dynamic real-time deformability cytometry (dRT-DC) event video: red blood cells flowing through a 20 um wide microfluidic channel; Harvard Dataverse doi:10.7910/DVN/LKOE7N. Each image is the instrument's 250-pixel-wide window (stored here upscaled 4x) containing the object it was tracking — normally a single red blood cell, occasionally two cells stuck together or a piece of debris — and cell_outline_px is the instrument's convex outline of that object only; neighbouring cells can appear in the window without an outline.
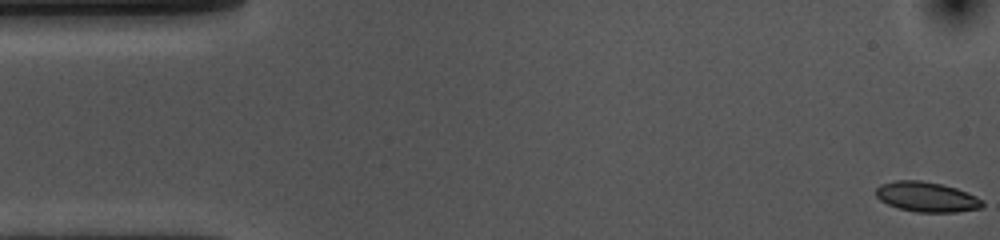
{"species": "common noctule bat (a hibernating species)", "species_latin": "Nyctalus noctula", "temperature_condition": "cold", "stored_images_in_passage": 54, "camera_frame_rate_fps": 3000, "um_per_image_px": 0.085, "animal": {"sex": "female", "body_mass_g": 10.0, "forearm_length_mm": 53.1}, "frame": {"image": 1, "passage_image": 1, "time_ms": 0.0, "image_size_px": [1000, 240], "cell_outline_px": [[984, 204], [980, 208], [956, 212], [916, 212], [900, 208], [888, 204], [880, 200], [876, 196], [876, 188], [880, 184], [896, 180], [920, 180], [940, 184], [956, 188], [968, 192], [984, 200]], "centroid_in_image_um": [78.78, 16.73], "position_along_channel_um": 6.2, "area_um2": 18.61}}
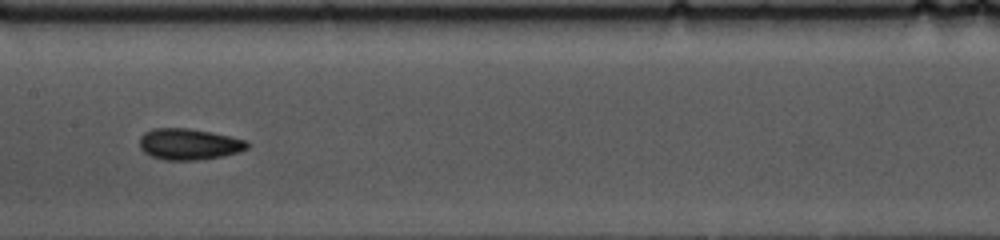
{"frame": {"image": 2, "passage_image": 26, "time_ms": 8.333, "image_size_px": [1000, 240], "cell_outline_px": [[252, 144], [248, 148], [240, 152], [224, 156], [196, 160], [164, 160], [152, 156], [144, 152], [140, 148], [140, 136], [144, 132], [156, 128], [188, 128], [212, 132], [248, 140]], "centroid_in_image_um": [16.11, 12.25], "position_along_channel_um": 191.3, "area_um2": 19.83}}
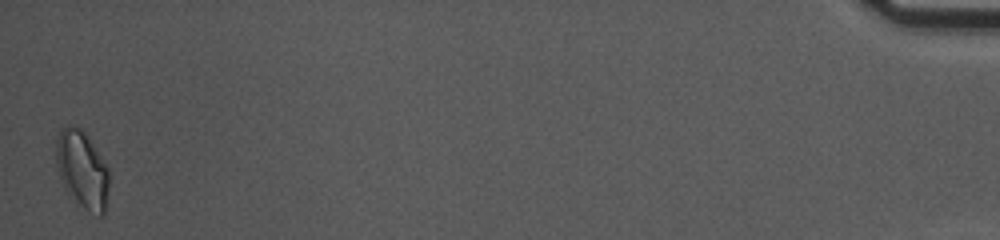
{"frame": {"image": 3, "passage_image": 54, "time_ms": 17.667, "image_size_px": [1000, 240], "cell_outline_px": [[108, 188], [104, 216], [100, 216], [88, 212], [64, 188], [56, 164], [56, 140], [60, 132], [68, 124], [80, 128], [88, 136], [108, 168]], "centroid_in_image_um": [6.99, 14.42], "position_along_channel_um": 428.2, "area_um2": 23.64}, "authors_computed_cell_mechanics": {"area_um2": 18.6694, "velocity_mm_per_s": 3.617, "shape_relaxation_time_tau1_ms": 3.4173, "shape_relaxation_time_tau2_ms": 1.8617, "deformation_change_tau1": 0.1133, "deformation_change_tau2": 0.0769}}